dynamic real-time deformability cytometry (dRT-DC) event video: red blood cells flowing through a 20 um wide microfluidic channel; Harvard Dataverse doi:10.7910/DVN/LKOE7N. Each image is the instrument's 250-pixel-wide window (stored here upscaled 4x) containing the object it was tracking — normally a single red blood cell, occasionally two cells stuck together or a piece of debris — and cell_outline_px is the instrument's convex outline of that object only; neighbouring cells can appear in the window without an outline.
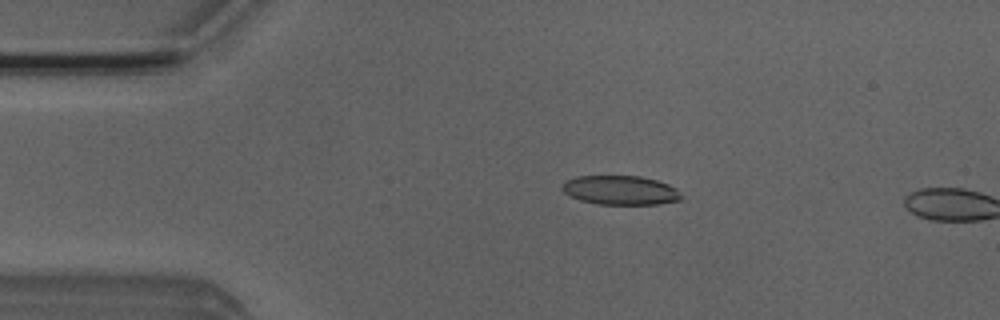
{"species": "Egyptian fruit bat (a non-hibernating species)", "species_latin": "Rousettus aegyptiacus", "temperature_condition": "room temperature", "stored_images_in_passage": 4, "camera_frame_rate_fps": 3000, "um_per_image_px": 0.085, "animal": {"sex": "male"}, "frame": {"image": 1, "passage_image": 3, "time_ms": 0.667, "image_size_px": [1000, 320], "cell_outline_px": [[680, 200], [660, 204], [596, 204], [580, 200], [564, 192], [560, 188], [560, 184], [564, 180], [576, 176], [640, 176], [656, 180], [668, 184], [676, 188], [680, 196]], "centroid_in_image_um": [52.68, 16.16], "position_along_channel_um": 32.3, "area_um2": 20.29}}